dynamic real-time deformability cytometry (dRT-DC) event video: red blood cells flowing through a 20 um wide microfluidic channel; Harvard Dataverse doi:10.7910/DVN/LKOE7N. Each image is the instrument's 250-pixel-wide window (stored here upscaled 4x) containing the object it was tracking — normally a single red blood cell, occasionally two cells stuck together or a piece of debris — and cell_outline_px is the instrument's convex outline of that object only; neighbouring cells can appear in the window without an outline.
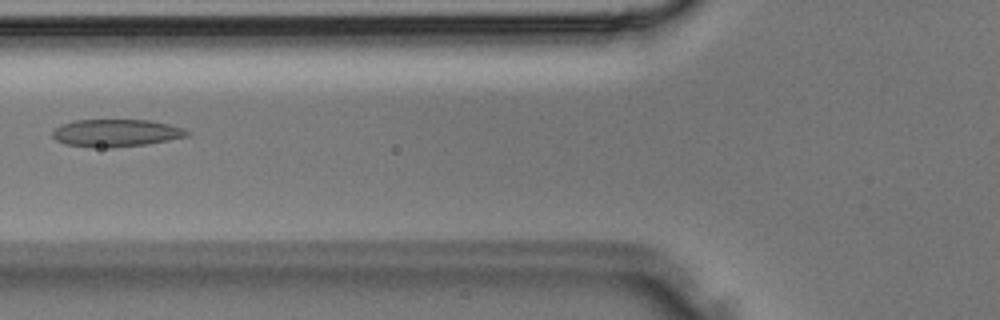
{"species": "Egyptian fruit bat (a non-hibernating species)", "species_latin": "Rousettus aegyptiacus", "temperature_condition": "room temperature", "stored_images_in_passage": 36, "camera_frame_rate_fps": 3000, "um_per_image_px": 0.085, "animal": {"sex": "male"}, "frame": {"image": 1, "passage_image": 14, "time_ms": 4.333, "image_size_px": [1000, 320], "cell_outline_px": [[192, 132], [188, 136], [168, 140], [144, 144], [112, 148], [100, 148], [64, 144], [56, 140], [52, 136], [52, 132], [60, 124], [76, 120], [148, 120], [168, 124], [184, 128]], "centroid_in_image_um": [9.86, 11.3], "position_along_channel_um": 115.9, "area_um2": 21.56}}
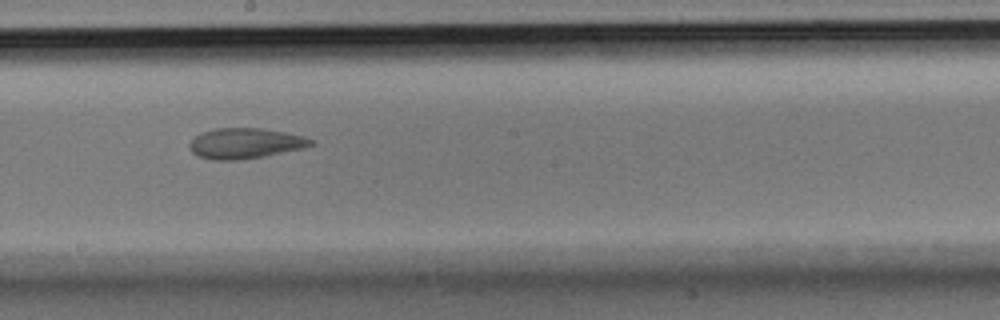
{"frame": {"image": 2, "passage_image": 20, "time_ms": 6.333, "image_size_px": [1000, 320], "cell_outline_px": [[316, 144], [304, 148], [264, 156], [236, 160], [212, 160], [196, 156], [188, 148], [188, 144], [200, 132], [216, 128], [260, 128], [284, 132], [304, 136], [316, 140]], "centroid_in_image_um": [20.84, 12.18], "position_along_channel_um": 227.4, "area_um2": 21.79}}
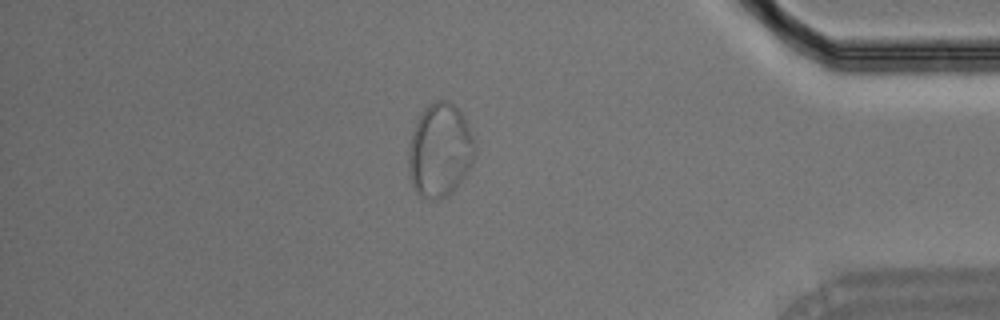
{"frame": {"image": 3, "passage_image": 31, "time_ms": 10.0, "image_size_px": [1000, 320], "cell_outline_px": [[476, 156], [468, 172], [452, 192], [436, 200], [424, 196], [416, 192], [412, 184], [408, 168], [408, 152], [412, 132], [420, 116], [428, 104], [436, 100], [448, 100], [460, 112], [472, 136], [476, 148]], "centroid_in_image_um": [37.4, 12.79], "position_along_channel_um": 397.8, "area_um2": 35.84}}